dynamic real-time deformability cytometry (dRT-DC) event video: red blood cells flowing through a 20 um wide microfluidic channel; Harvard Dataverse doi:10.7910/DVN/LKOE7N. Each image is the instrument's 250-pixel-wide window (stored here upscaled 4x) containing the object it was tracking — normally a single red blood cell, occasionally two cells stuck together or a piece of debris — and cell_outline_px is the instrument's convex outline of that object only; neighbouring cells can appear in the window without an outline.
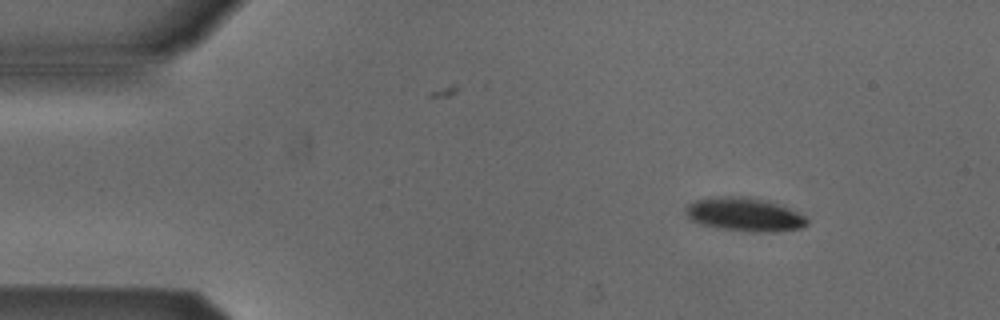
{"species": "Egyptian fruit bat (a non-hibernating species)", "species_latin": "Rousettus aegyptiacus", "temperature_condition": "cold", "stored_images_in_passage": 4, "camera_frame_rate_fps": 3000, "um_per_image_px": 0.085, "animal": {"sex": "male"}, "frame": {"image": 1, "passage_image": 1, "time_ms": 0.0, "image_size_px": [1000, 320], "cell_outline_px": [[808, 224], [800, 228], [776, 232], [748, 232], [720, 228], [704, 224], [692, 220], [684, 212], [684, 208], [688, 204], [696, 200], [720, 196], [752, 196], [768, 200], [788, 208], [804, 216], [808, 220]], "centroid_in_image_um": [63.29, 18.22], "position_along_channel_um": 21.7, "area_um2": 23.81}}
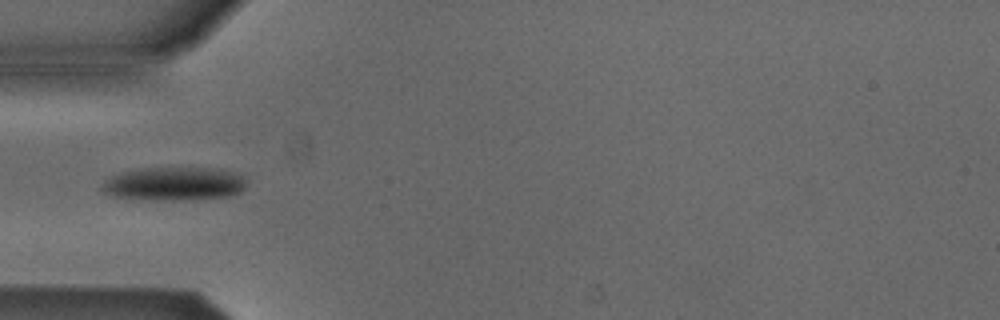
{"frame": {"image": 2, "passage_image": 4, "time_ms": 1.0, "image_size_px": [1000, 320], "cell_outline_px": [[244, 188], [240, 192], [232, 196], [192, 200], [156, 200], [116, 196], [104, 192], [104, 184], [112, 176], [124, 172], [144, 168], [212, 168], [232, 172], [240, 176], [244, 180]], "centroid_in_image_um": [14.86, 15.63], "position_along_channel_um": 70.1, "area_um2": 27.63}}